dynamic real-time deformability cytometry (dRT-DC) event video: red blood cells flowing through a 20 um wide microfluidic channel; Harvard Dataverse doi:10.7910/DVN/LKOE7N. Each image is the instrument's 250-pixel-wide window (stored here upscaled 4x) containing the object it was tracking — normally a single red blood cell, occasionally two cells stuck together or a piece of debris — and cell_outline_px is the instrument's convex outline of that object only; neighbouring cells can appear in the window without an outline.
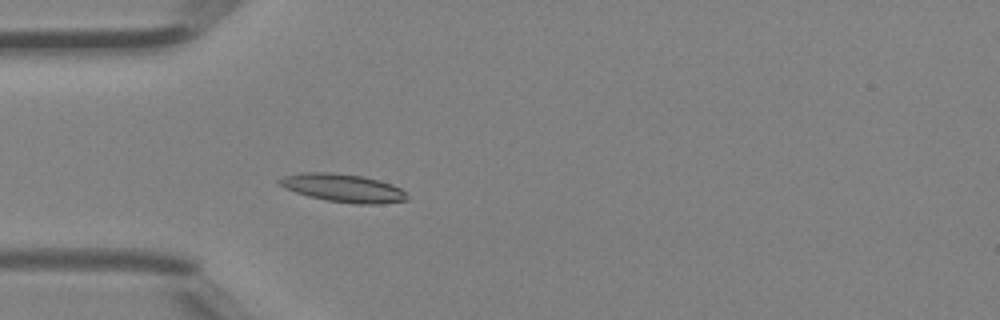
{"species": "Egyptian fruit bat (a non-hibernating species)", "species_latin": "Rousettus aegyptiacus", "temperature_condition": "room temperature", "stored_images_in_passage": 4, "camera_frame_rate_fps": 3000, "um_per_image_px": 0.085, "animal": {"sex": "female"}, "frame": {"image": 1, "passage_image": 4, "time_ms": 1.0, "image_size_px": [1000, 320], "cell_outline_px": [[408, 200], [380, 204], [356, 204], [328, 200], [308, 196], [284, 188], [276, 180], [284, 176], [300, 172], [328, 172], [364, 176], [380, 180], [392, 184], [400, 188], [408, 196]], "centroid_in_image_um": [29.17, 15.97], "position_along_channel_um": 55.8, "area_um2": 20.98}}